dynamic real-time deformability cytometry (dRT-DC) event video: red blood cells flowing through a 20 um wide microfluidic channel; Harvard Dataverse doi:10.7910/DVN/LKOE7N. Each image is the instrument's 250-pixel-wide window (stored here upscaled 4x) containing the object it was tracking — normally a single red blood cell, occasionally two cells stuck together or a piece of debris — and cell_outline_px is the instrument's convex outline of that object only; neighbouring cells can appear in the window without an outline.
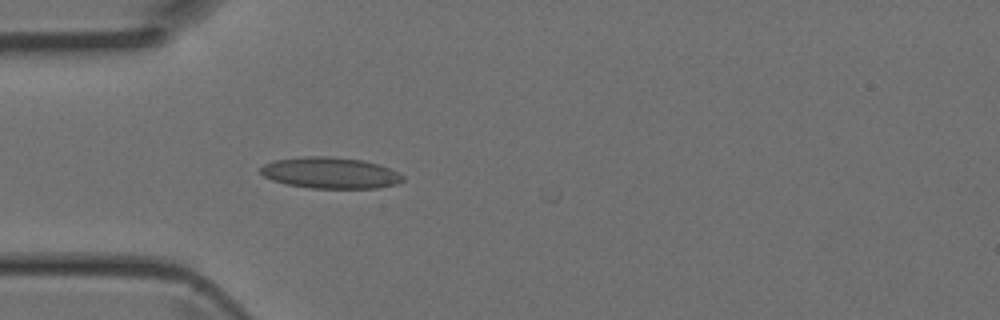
{"species": "Egyptian fruit bat (a non-hibernating species)", "species_latin": "Rousettus aegyptiacus", "temperature_condition": "room temperature", "stored_images_in_passage": 2, "camera_frame_rate_fps": 3000, "um_per_image_px": 0.085, "animal": {"sex": "female"}, "frame": {"image": 1, "passage_image": 2, "time_ms": 0.333, "image_size_px": [1000, 320], "cell_outline_px": [[404, 180], [396, 184], [376, 188], [312, 188], [288, 184], [272, 180], [264, 176], [260, 172], [260, 168], [264, 164], [276, 160], [304, 156], [332, 156], [364, 160], [380, 164], [404, 176]], "centroid_in_image_um": [28.08, 14.68], "position_along_channel_um": 56.9, "area_um2": 25.84}}